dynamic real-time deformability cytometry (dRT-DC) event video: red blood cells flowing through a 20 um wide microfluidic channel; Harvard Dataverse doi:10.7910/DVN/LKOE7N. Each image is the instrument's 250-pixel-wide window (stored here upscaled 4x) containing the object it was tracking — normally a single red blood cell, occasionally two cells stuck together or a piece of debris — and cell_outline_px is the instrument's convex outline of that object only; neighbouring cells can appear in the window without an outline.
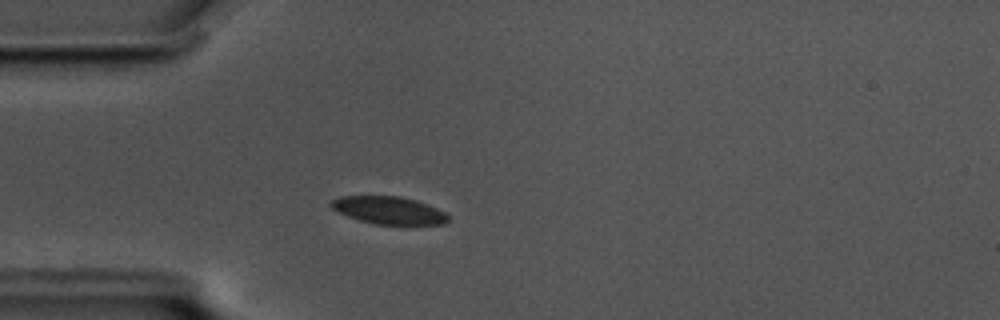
{"species": "common noctule bat (a hibernating species)", "species_latin": "Nyctalus noctula", "temperature_condition": "cold", "stored_images_in_passage": 43, "camera_frame_rate_fps": 3000, "um_per_image_px": 0.085, "animal": {"sex": "male", "body_mass_g": 17.5, "forearm_length_mm": 52.3}, "frame": {"image": 1, "passage_image": 1, "time_ms": 0.0, "image_size_px": [1000, 320], "cell_outline_px": [[448, 220], [444, 224], [376, 224], [360, 220], [348, 216], [332, 208], [328, 204], [332, 200], [340, 196], [400, 196], [416, 200], [436, 208], [444, 212], [448, 216]], "centroid_in_image_um": [33.03, 17.86], "position_along_channel_um": 52.0, "area_um2": 18.55}}
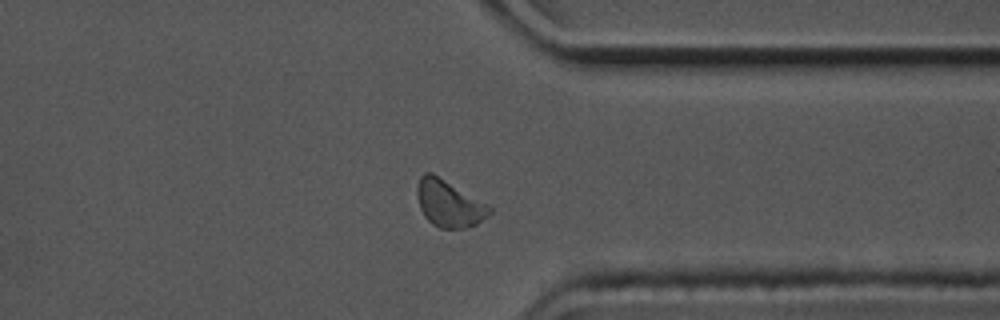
{"frame": {"image": 2, "passage_image": 30, "time_ms": 9.667, "image_size_px": [1000, 320], "cell_outline_px": [[492, 212], [488, 216], [476, 224], [464, 228], [440, 228], [432, 224], [424, 216], [420, 208], [416, 196], [416, 188], [420, 176], [424, 172], [432, 172], [488, 204], [492, 208]], "centroid_in_image_um": [38.15, 17.29], "position_along_channel_um": 373.3, "area_um2": 19.88}}
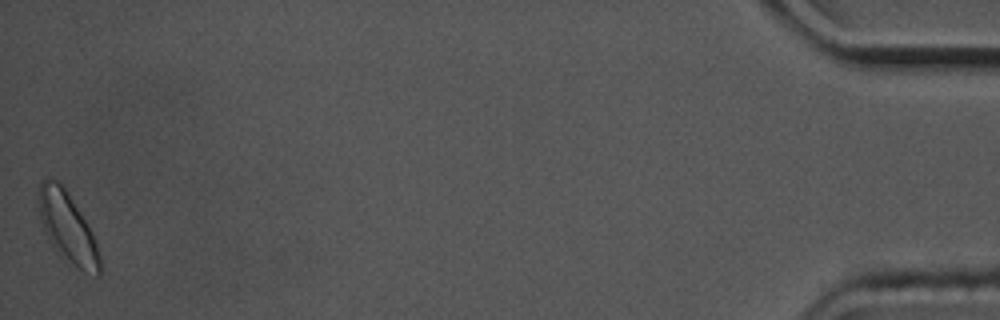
{"frame": {"image": 3, "passage_image": 43, "time_ms": 14.0, "image_size_px": [1000, 320], "cell_outline_px": [[100, 276], [96, 276], [84, 272], [52, 244], [44, 232], [40, 220], [40, 180], [48, 176], [60, 180], [68, 192], [88, 224], [92, 232], [100, 256]], "centroid_in_image_um": [5.75, 19.26], "position_along_channel_um": 429.5, "area_um2": 24.45}, "authors_computed_cell_mechanics": {"area_um2": 19.7676, "velocity_mm_per_s": 3.4437, "shape_relaxation_time_tau1_ms": 1.6501, "shape_relaxation_time_tau2_ms": null, "deformation_change_tau1": 0.0538, "deformation_change_tau2": null}}